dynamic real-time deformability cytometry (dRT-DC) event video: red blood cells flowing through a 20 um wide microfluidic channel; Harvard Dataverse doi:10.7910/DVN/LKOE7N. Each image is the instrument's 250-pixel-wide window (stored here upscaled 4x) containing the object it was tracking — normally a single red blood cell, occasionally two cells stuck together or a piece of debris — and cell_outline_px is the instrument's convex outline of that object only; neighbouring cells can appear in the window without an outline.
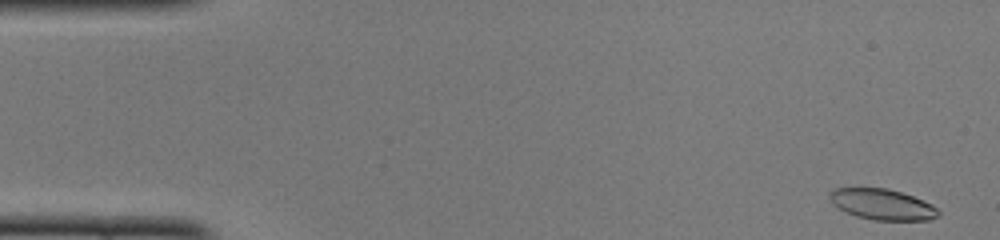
{"species": "common noctule bat (a hibernating species)", "species_latin": "Nyctalus noctula", "temperature_condition": "cold", "stored_images_in_passage": 48, "camera_frame_rate_fps": 3000, "um_per_image_px": 0.085, "animal": {"sex": "female", "body_mass_g": 22.0, "forearm_length_mm": 56.7}, "frame": {"image": 1, "passage_image": 1, "time_ms": 0.0, "image_size_px": [1000, 240], "cell_outline_px": [[940, 212], [932, 220], [872, 220], [856, 216], [832, 204], [828, 196], [836, 188], [888, 188], [912, 196], [932, 204]], "centroid_in_image_um": [75.0, 17.38], "position_along_channel_um": 10.0, "area_um2": 19.31}}
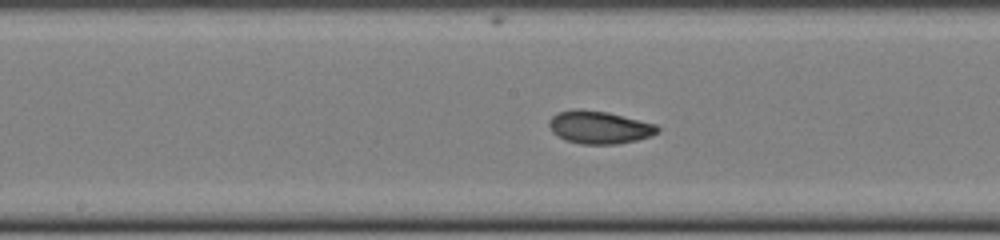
{"frame": {"image": 2, "passage_image": 24, "time_ms": 7.667, "image_size_px": [1000, 240], "cell_outline_px": [[660, 128], [652, 136], [636, 140], [616, 144], [580, 144], [564, 140], [552, 132], [548, 124], [548, 120], [556, 112], [572, 108], [580, 108], [608, 112], [656, 124]], "centroid_in_image_um": [50.89, 10.8], "position_along_channel_um": 197.3, "area_um2": 20.98}}
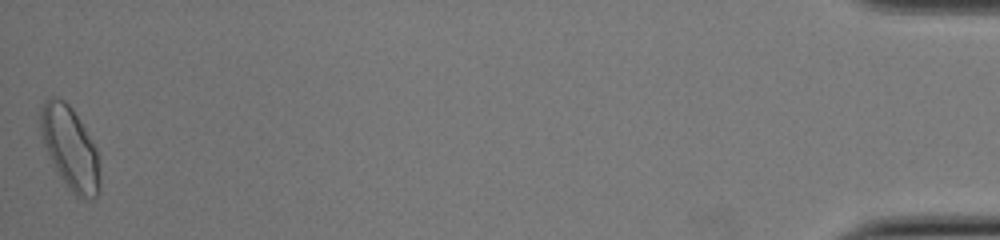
{"frame": {"image": 3, "passage_image": 48, "time_ms": 15.667, "image_size_px": [1000, 240], "cell_outline_px": [[100, 192], [92, 200], [84, 200], [76, 196], [72, 192], [60, 176], [44, 144], [40, 132], [40, 108], [44, 100], [48, 96], [56, 96], [64, 100], [72, 108], [96, 148], [100, 176]], "centroid_in_image_um": [5.96, 12.58], "position_along_channel_um": 429.2, "area_um2": 28.44}, "authors_computed_cell_mechanics": {"area_um2": 20.6057, "velocity_mm_per_s": 4.0816, "shape_relaxation_time_tau1_ms": 4.554, "shape_relaxation_time_tau2_ms": 1.7637, "deformation_change_tau1": 0.127, "deformation_change_tau2": 0.0659}}